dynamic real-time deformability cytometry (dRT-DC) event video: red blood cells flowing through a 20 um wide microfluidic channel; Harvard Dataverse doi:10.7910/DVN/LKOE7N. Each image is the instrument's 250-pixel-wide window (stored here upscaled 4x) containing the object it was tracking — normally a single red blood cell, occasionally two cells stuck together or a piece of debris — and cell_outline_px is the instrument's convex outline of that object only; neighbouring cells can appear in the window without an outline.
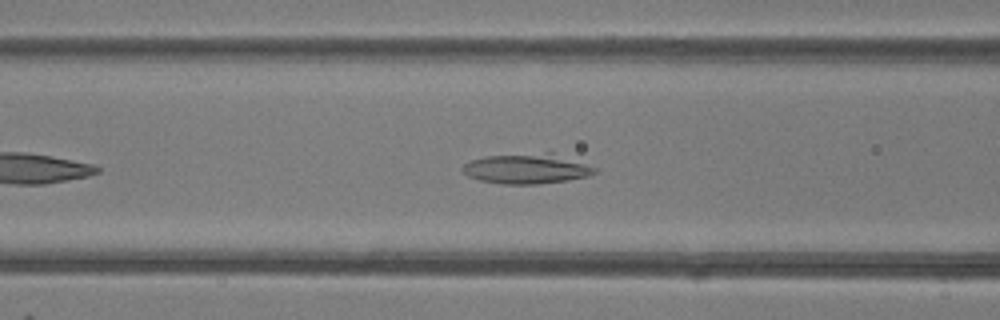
{"species": "common noctule bat (a hibernating species)", "species_latin": "Nyctalus noctula", "temperature_condition": "room temperature", "stored_images_in_passage": 32, "camera_frame_rate_fps": 3000, "um_per_image_px": 0.085, "animal": {"sex": "female"}, "frame": {"image": 1, "passage_image": 9, "time_ms": 2.667, "image_size_px": [1000, 320], "cell_outline_px": [[596, 172], [588, 176], [568, 180], [536, 184], [500, 184], [480, 180], [468, 176], [460, 168], [464, 164], [472, 160], [484, 156], [548, 152], [552, 152], [596, 168]], "centroid_in_image_um": [44.74, 14.34], "position_along_channel_um": 121.9, "area_um2": 23.06}}
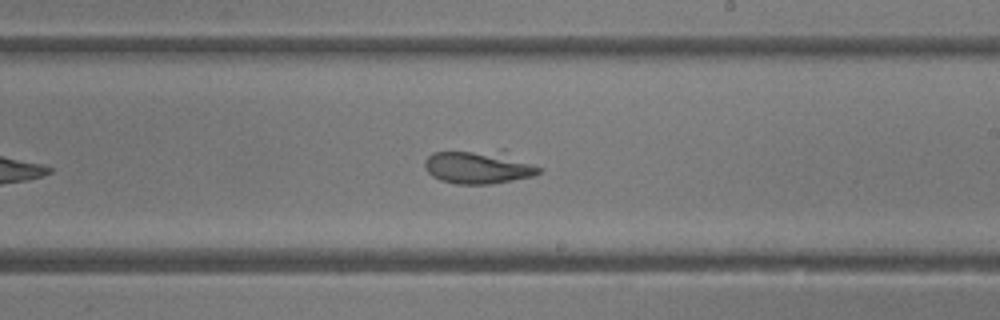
{"frame": {"image": 2, "passage_image": 18, "time_ms": 5.667, "image_size_px": [1000, 320], "cell_outline_px": [[544, 168], [540, 172], [532, 176], [492, 184], [456, 184], [440, 180], [432, 176], [428, 172], [424, 164], [424, 160], [432, 152], [504, 148]], "centroid_in_image_um": [40.76, 14.14], "position_along_channel_um": 248.2, "area_um2": 23.35}}
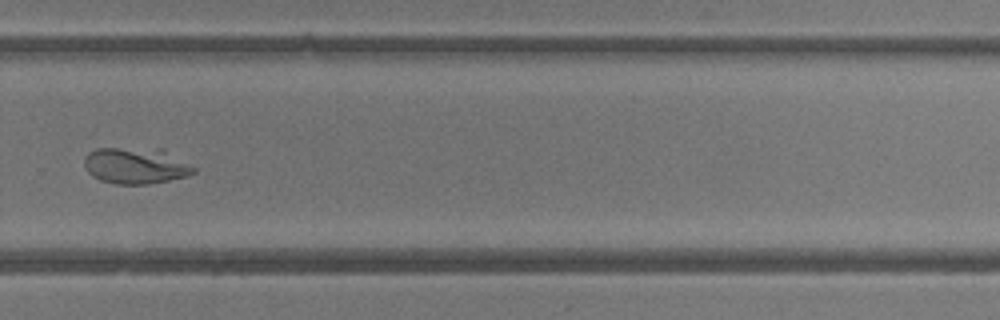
{"frame": {"image": 3, "passage_image": 23, "time_ms": 7.333, "image_size_px": [1000, 320], "cell_outline_px": [[196, 172], [184, 176], [168, 180], [148, 184], [116, 184], [100, 180], [92, 176], [88, 172], [84, 164], [84, 160], [88, 152], [96, 148], [164, 148], [196, 168]], "centroid_in_image_um": [11.54, 14.06], "position_along_channel_um": 318.3, "area_um2": 23.29}}